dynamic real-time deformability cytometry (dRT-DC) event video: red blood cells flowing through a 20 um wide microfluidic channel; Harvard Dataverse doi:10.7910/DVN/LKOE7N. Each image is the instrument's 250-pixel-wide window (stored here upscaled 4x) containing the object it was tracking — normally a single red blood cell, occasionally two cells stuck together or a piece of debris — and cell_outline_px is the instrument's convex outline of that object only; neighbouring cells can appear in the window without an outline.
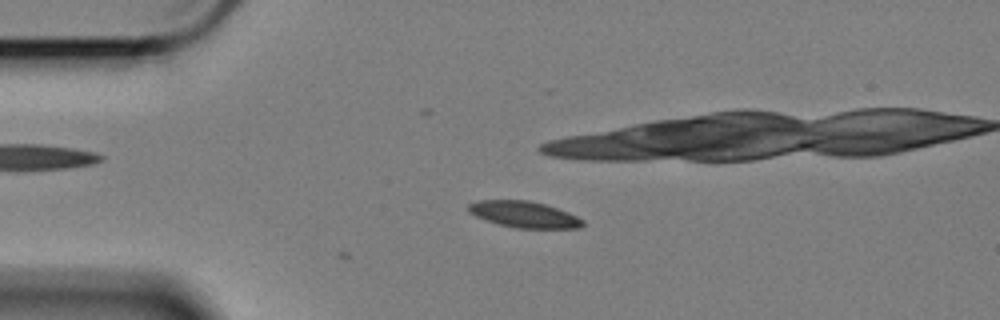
{"species": "Egyptian fruit bat (a non-hibernating species)", "species_latin": "Rousettus aegyptiacus", "temperature_condition": "cold", "stored_images_in_passage": 13, "camera_frame_rate_fps": 3000, "um_per_image_px": 0.085, "animal": {"sex": "female"}, "frame": {"image": 1, "passage_image": 13, "time_ms": 4.0, "image_size_px": [1000, 320], "cell_outline_px": [[584, 224], [580, 228], [516, 228], [500, 224], [476, 216], [468, 212], [468, 204], [476, 200], [528, 200], [544, 204], [568, 212], [584, 220]], "centroid_in_image_um": [44.54, 18.22], "position_along_channel_um": 40.5, "area_um2": 17.4}}